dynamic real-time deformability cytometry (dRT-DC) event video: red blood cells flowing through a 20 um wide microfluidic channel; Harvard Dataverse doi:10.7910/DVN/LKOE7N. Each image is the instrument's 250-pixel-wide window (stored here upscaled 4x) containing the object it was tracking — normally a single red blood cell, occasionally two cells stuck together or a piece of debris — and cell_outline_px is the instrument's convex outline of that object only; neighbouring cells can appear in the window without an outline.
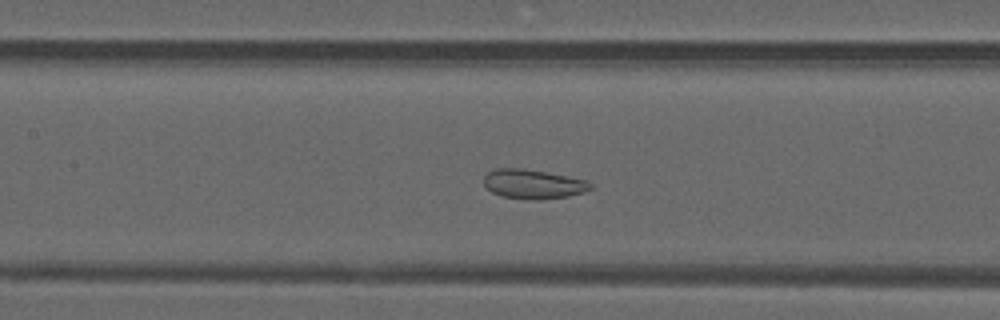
{"species": "common noctule bat (a hibernating species)", "species_latin": "Nyctalus noctula", "temperature_condition": "warm", "stored_images_in_passage": 40, "camera_frame_rate_fps": 3000, "um_per_image_px": 0.085, "animal": {"sex": "male", "forearm_length_mm": 52.5}, "frame": {"image": 1, "passage_image": 14, "time_ms": 4.333, "image_size_px": [1000, 320], "cell_outline_px": [[592, 188], [584, 192], [568, 196], [540, 200], [528, 200], [500, 196], [492, 192], [484, 184], [484, 176], [488, 172], [496, 168], [524, 168], [548, 172], [584, 180], [592, 184]], "centroid_in_image_um": [45.29, 15.65], "position_along_channel_um": 162.1, "area_um2": 18.32}}
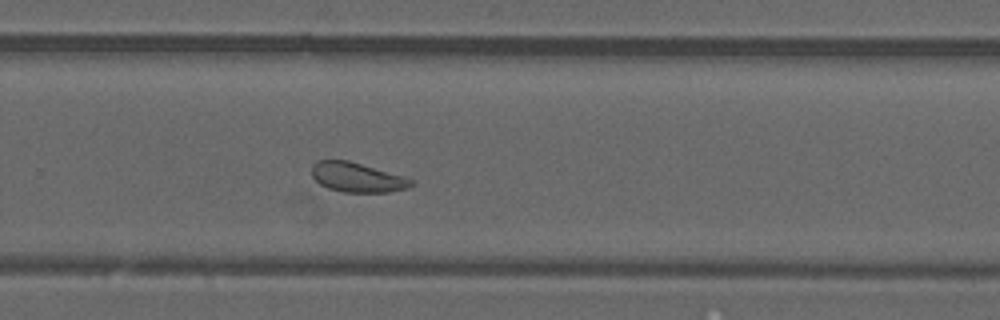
{"frame": {"image": 2, "passage_image": 24, "time_ms": 7.667, "image_size_px": [1000, 320], "cell_outline_px": [[412, 184], [408, 188], [388, 192], [344, 192], [328, 188], [320, 184], [312, 176], [312, 164], [316, 160], [348, 160], [404, 176], [412, 180]], "centroid_in_image_um": [30.33, 15.07], "position_along_channel_um": 299.5, "area_um2": 17.05}}
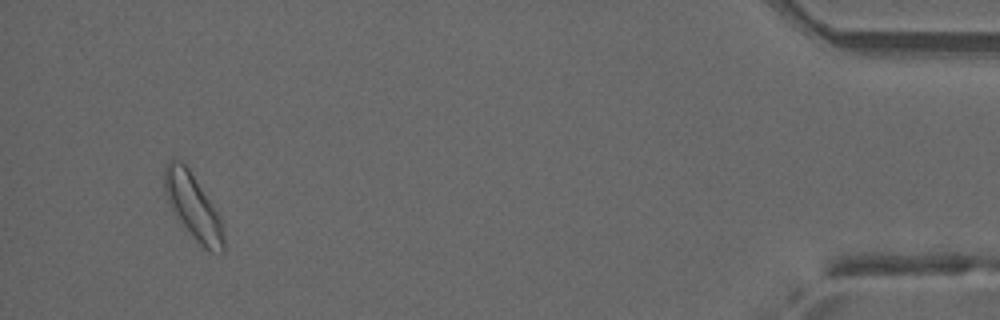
{"frame": {"image": 3, "passage_image": 38, "time_ms": 12.333, "image_size_px": [1000, 320], "cell_outline_px": [[224, 252], [212, 252], [204, 248], [192, 236], [176, 216], [164, 192], [164, 168], [176, 156], [184, 160], [220, 216], [224, 236]], "centroid_in_image_um": [16.41, 17.5], "position_along_channel_um": 418.8, "area_um2": 22.48}, "authors_computed_cell_mechanics": {"area_um2": 18.6983, "velocity_mm_per_s": 4.1401, "shape_relaxation_time_tau1_ms": null, "shape_relaxation_time_tau2_ms": 1.3602, "deformation_change_tau1": null, "deformation_change_tau2": 0.0761}}